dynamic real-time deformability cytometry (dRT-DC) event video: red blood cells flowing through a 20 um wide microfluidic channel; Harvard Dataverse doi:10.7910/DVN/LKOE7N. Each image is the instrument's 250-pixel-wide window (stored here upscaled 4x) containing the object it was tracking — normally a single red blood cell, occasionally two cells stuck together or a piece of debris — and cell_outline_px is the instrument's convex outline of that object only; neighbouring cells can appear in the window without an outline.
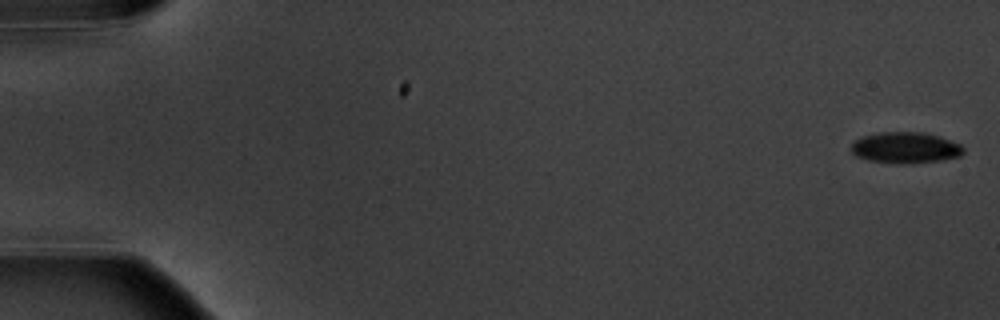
{"species": "common noctule bat (a hibernating species)", "species_latin": "Nyctalus noctula", "temperature_condition": "warm", "stored_images_in_passage": 5, "camera_frame_rate_fps": 3000, "um_per_image_px": 0.085, "animal": {"sex": "male", "body_mass_g": 20.1, "forearm_length_mm": 53.5}, "frame": {"image": 1, "passage_image": 1, "time_ms": 0.0, "image_size_px": [1000, 320], "cell_outline_px": [[964, 152], [960, 156], [940, 160], [868, 160], [856, 156], [852, 152], [852, 140], [864, 136], [880, 132], [924, 132], [940, 136], [960, 144], [964, 148]], "centroid_in_image_um": [76.97, 12.48], "position_along_channel_um": 8.0, "area_um2": 19.31}}